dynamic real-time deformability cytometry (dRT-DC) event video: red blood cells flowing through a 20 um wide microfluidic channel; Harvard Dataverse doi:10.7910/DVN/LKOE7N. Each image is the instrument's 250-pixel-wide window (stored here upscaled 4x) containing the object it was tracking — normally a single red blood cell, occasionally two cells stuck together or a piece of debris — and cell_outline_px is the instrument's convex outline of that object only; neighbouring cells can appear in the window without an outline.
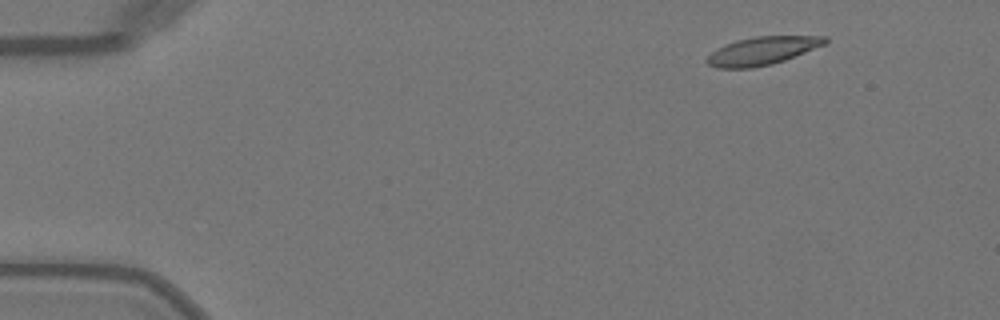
{"species": "Egyptian fruit bat (a non-hibernating species)", "species_latin": "Rousettus aegyptiacus", "temperature_condition": "warm", "stored_images_in_passage": 46, "camera_frame_rate_fps": 3000, "um_per_image_px": 0.085, "animal": {"sex": "female"}, "frame": {"image": 1, "passage_image": 2, "time_ms": 0.333, "image_size_px": [1000, 320], "cell_outline_px": [[828, 40], [824, 44], [784, 60], [772, 64], [752, 68], [716, 68], [708, 64], [704, 60], [716, 48], [736, 40], [756, 36], [828, 36]], "centroid_in_image_um": [64.74, 4.32], "position_along_channel_um": 20.3, "area_um2": 19.19}}
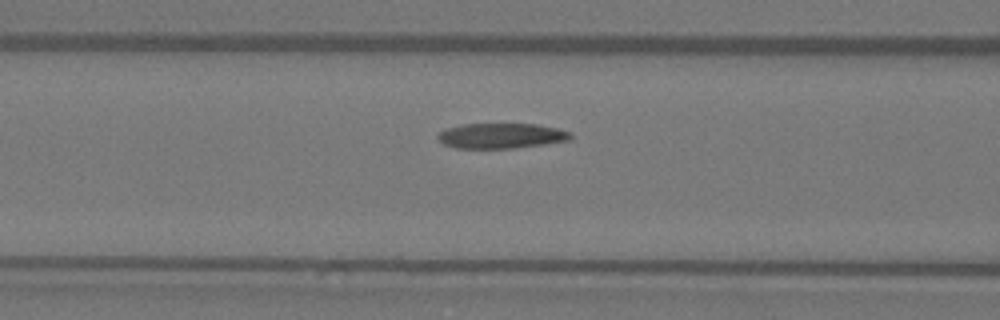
{"frame": {"image": 2, "passage_image": 17, "time_ms": 5.333, "image_size_px": [1000, 320], "cell_outline_px": [[572, 136], [568, 140], [544, 144], [512, 148], [456, 148], [444, 144], [436, 136], [440, 132], [448, 128], [464, 124], [536, 124], [556, 128], [572, 132]], "centroid_in_image_um": [42.61, 11.54], "position_along_channel_um": 124.0, "area_um2": 19.31}}
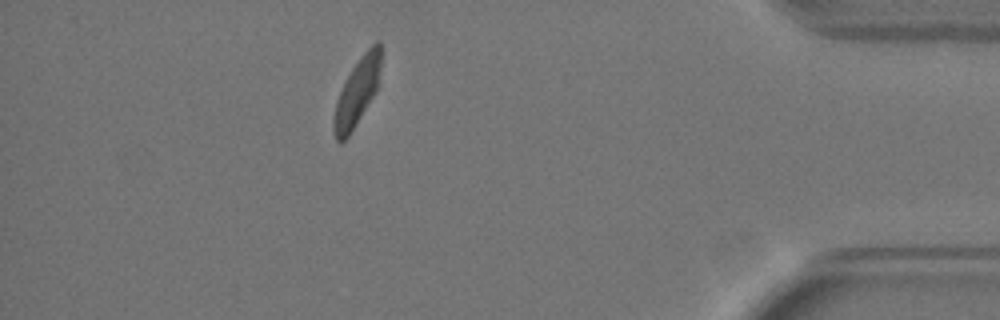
{"frame": {"image": 3, "passage_image": 41, "time_ms": 13.333, "image_size_px": [1000, 320], "cell_outline_px": [[380, 80], [372, 96], [348, 136], [344, 140], [336, 140], [332, 132], [332, 120], [336, 100], [352, 68], [360, 56], [376, 40], [380, 40]], "centroid_in_image_um": [30.33, 7.8], "position_along_channel_um": 404.9, "area_um2": 18.03}, "authors_computed_cell_mechanics": {"area_um2": 19.941, "velocity_mm_per_s": 4.0552, "shape_relaxation_time_tau1_ms": 3.2311, "shape_relaxation_time_tau2_ms": 1.3364, "deformation_change_tau1": 0.1537, "deformation_change_tau2": 0.0634}}